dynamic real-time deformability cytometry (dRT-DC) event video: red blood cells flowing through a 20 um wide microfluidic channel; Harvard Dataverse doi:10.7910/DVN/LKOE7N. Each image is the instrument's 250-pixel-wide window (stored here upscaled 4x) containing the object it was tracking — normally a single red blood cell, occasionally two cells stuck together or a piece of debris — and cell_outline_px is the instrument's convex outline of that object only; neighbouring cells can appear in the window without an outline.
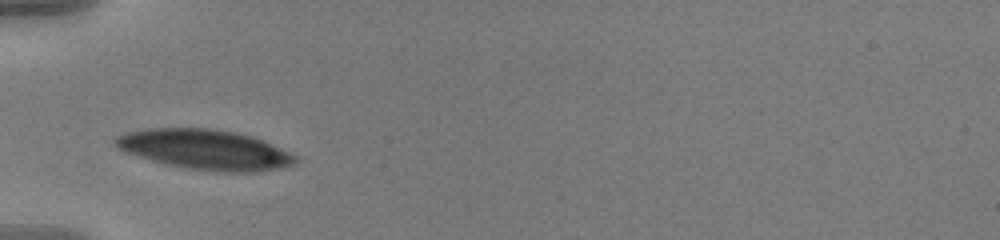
{"species": "human", "species_latin": "Homo sapiens", "temperature_condition": "warm", "stored_images_in_passage": 36, "camera_frame_rate_fps": 3000, "um_per_image_px": 0.085, "donor": {"sex": "male"}, "frame": {"image": 1, "passage_image": 1, "time_ms": 0.0, "image_size_px": [1000, 240], "cell_outline_px": [[300, 160], [296, 164], [280, 168], [256, 172], [216, 172], [184, 168], [164, 164], [124, 152], [112, 140], [116, 136], [128, 132], [148, 128], [208, 128], [236, 132], [252, 136], [280, 148], [296, 156]], "centroid_in_image_um": [17.43, 12.72], "position_along_channel_um": 67.6, "area_um2": 42.14}}
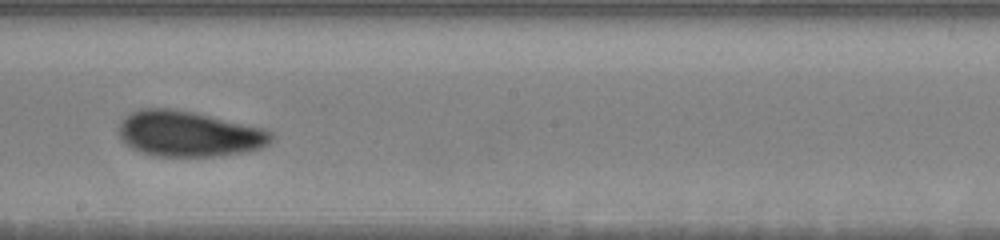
{"frame": {"image": 2, "passage_image": 15, "time_ms": 4.667, "image_size_px": [1000, 240], "cell_outline_px": [[272, 140], [268, 144], [260, 148], [248, 152], [220, 156], [156, 156], [140, 152], [132, 148], [120, 140], [120, 120], [132, 112], [140, 108], [172, 108], [192, 112], [264, 128], [272, 132]], "centroid_in_image_um": [16.05, 11.38], "position_along_channel_um": 232.2, "area_um2": 40.58}}
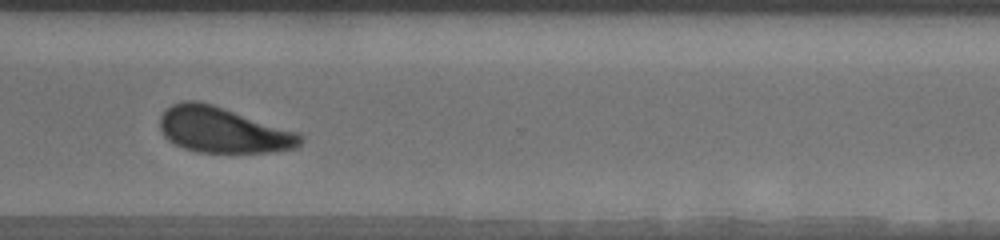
{"frame": {"image": 3, "passage_image": 25, "time_ms": 8.0, "image_size_px": [1000, 240], "cell_outline_px": [[304, 140], [296, 148], [272, 152], [200, 152], [184, 148], [168, 140], [164, 136], [160, 128], [160, 116], [172, 104], [184, 100], [196, 100], [212, 104], [300, 132], [304, 136]], "centroid_in_image_um": [18.99, 11.05], "position_along_channel_um": 351.6, "area_um2": 37.45}, "authors_computed_cell_mechanics": {"area_um2": 39.4485, "velocity_mm_per_s": 3.5879, "shape_relaxation_time_tau1_ms": 2.8347, "shape_relaxation_time_tau2_ms": 2.0597, "deformation_change_tau1": 0.1274, "deformation_change_tau2": 0.0806}}